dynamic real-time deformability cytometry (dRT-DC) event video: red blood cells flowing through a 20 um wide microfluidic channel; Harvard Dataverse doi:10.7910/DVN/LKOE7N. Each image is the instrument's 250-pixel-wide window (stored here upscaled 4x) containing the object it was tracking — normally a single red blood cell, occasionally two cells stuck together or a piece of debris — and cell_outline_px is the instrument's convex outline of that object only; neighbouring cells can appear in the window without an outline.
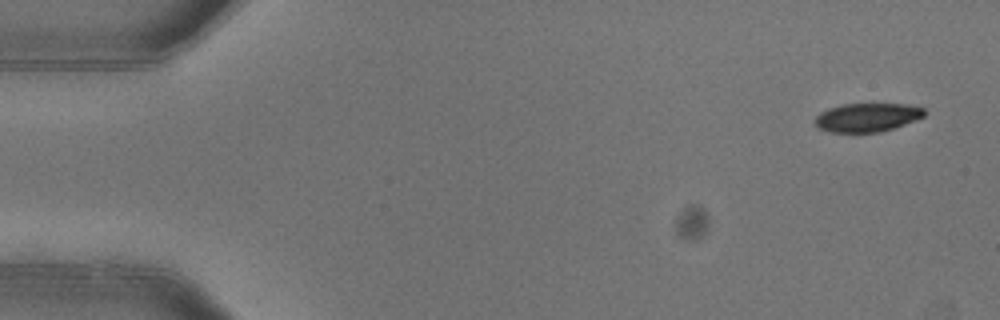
{"species": "common noctule bat (a hibernating species)", "species_latin": "Nyctalus noctula", "temperature_condition": "warm", "stored_images_in_passage": 7, "camera_frame_rate_fps": 3000, "um_per_image_px": 0.085, "animal": {"sex": "female"}, "frame": {"image": 1, "passage_image": 1, "time_ms": 0.0, "image_size_px": [1000, 320], "cell_outline_px": [[924, 116], [904, 124], [880, 132], [828, 132], [820, 128], [816, 124], [816, 116], [820, 112], [828, 108], [844, 104], [908, 104], [924, 108]], "centroid_in_image_um": [73.7, 9.97], "position_along_channel_um": 11.3, "area_um2": 18.03}}
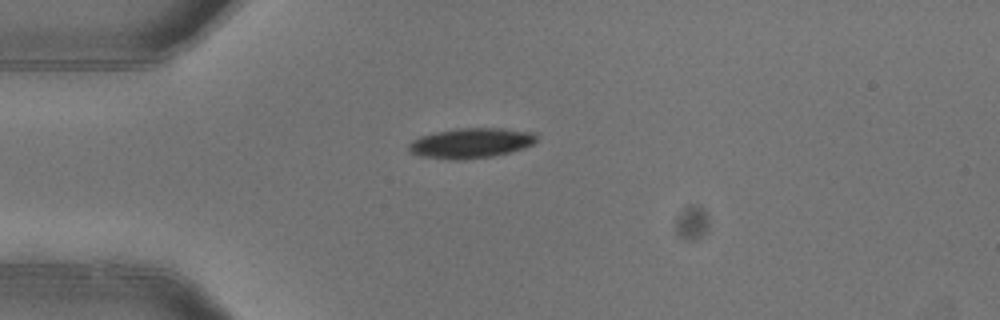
{"frame": {"image": 2, "passage_image": 4, "time_ms": 1.0, "image_size_px": [1000, 320], "cell_outline_px": [[536, 140], [532, 144], [508, 152], [492, 156], [460, 160], [456, 160], [420, 156], [412, 152], [408, 148], [408, 144], [412, 140], [420, 136], [436, 132], [456, 128], [500, 128], [532, 132], [536, 136]], "centroid_in_image_um": [39.98, 12.15], "position_along_channel_um": 45.0, "area_um2": 22.08}}